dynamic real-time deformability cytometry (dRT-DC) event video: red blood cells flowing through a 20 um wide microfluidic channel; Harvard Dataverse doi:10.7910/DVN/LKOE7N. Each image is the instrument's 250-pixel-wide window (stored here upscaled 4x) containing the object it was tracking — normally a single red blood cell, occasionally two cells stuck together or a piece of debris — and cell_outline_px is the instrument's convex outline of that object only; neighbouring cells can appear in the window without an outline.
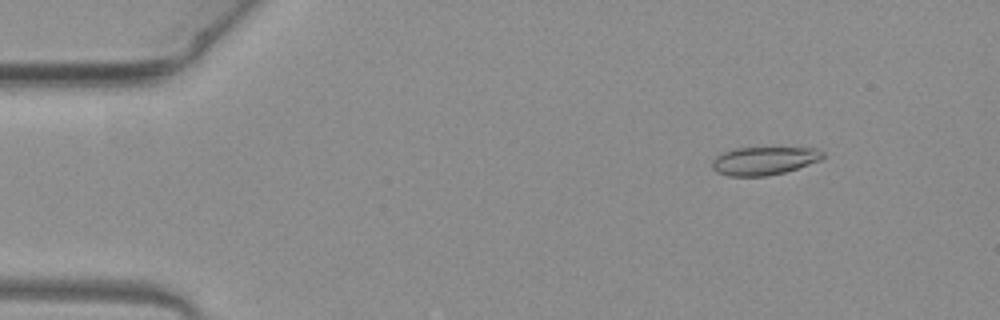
{"species": "common noctule bat (a hibernating species)", "species_latin": "Nyctalus noctula", "temperature_condition": "warm", "stored_images_in_passage": 51, "camera_frame_rate_fps": 3000, "um_per_image_px": 0.085, "animal": {"sex": "female", "body_mass_g": 19.3, "forearm_length_mm": 54.1}, "frame": {"image": 1, "passage_image": 6, "time_ms": 1.667, "image_size_px": [1000, 320], "cell_outline_px": [[824, 156], [820, 160], [784, 172], [768, 176], [728, 176], [716, 172], [712, 168], [712, 160], [716, 156], [732, 148], [816, 148], [824, 152]], "centroid_in_image_um": [64.91, 13.67], "position_along_channel_um": 20.1, "area_um2": 18.09}}
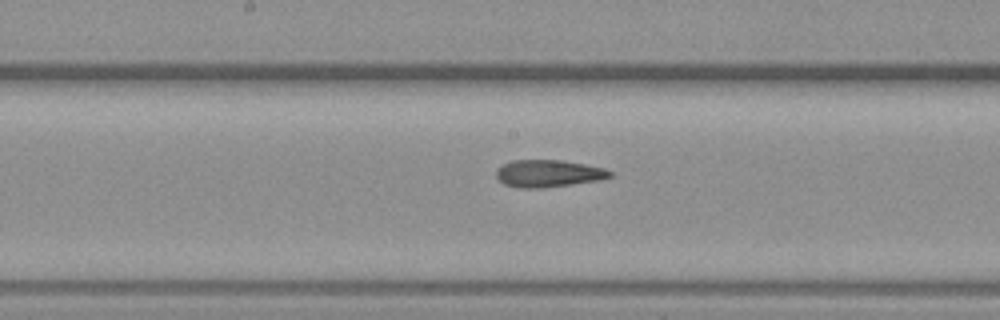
{"frame": {"image": 2, "passage_image": 26, "time_ms": 8.333, "image_size_px": [1000, 320], "cell_outline_px": [[612, 176], [600, 180], [540, 188], [520, 188], [504, 184], [496, 176], [496, 172], [504, 164], [512, 160], [560, 160], [584, 164], [604, 168], [612, 172]], "centroid_in_image_um": [46.62, 14.74], "position_along_channel_um": 201.6, "area_um2": 17.8}}
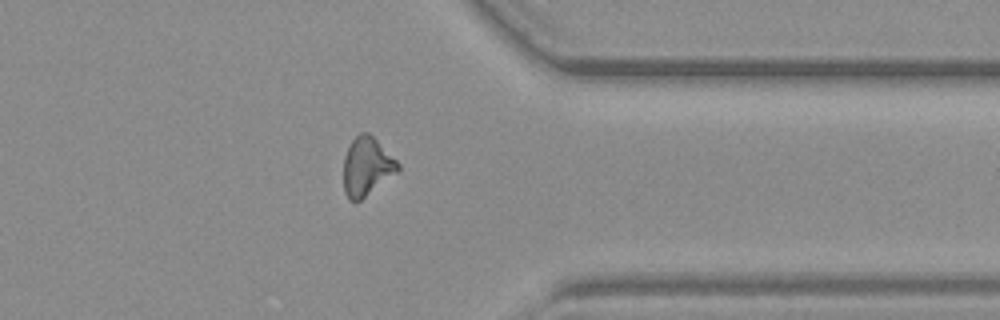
{"frame": {"image": 3, "passage_image": 40, "time_ms": 13.0, "image_size_px": [1000, 320], "cell_outline_px": [[400, 172], [360, 200], [348, 200], [344, 192], [344, 156], [352, 140], [360, 132], [368, 132], [400, 164]], "centroid_in_image_um": [31.19, 14.17], "position_along_channel_um": 380.2, "area_um2": 18.5}, "authors_computed_cell_mechanics": {"area_um2": 18.5538, "velocity_mm_per_s": 4.0222, "shape_relaxation_time_tau1_ms": 9.5431, "shape_relaxation_time_tau2_ms": 2.8438, "deformation_change_tau1": 0.2358, "deformation_change_tau2": 0.1308}}